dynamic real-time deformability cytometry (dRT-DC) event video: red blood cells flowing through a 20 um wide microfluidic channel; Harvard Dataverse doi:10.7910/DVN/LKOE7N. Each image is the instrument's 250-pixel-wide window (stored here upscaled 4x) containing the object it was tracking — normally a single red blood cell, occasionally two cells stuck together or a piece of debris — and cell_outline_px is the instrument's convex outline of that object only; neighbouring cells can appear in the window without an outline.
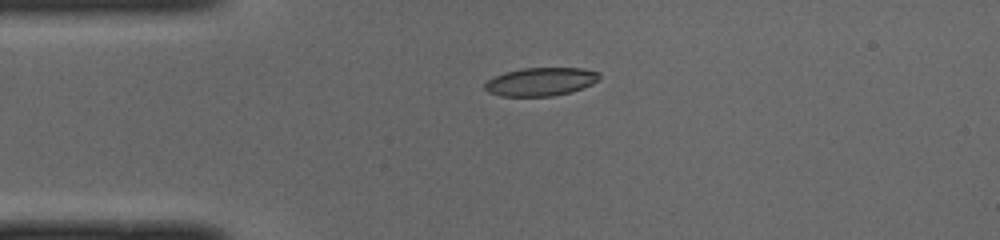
{"species": "common noctule bat (a hibernating species)", "species_latin": "Nyctalus noctula", "temperature_condition": "cold", "stored_images_in_passage": 40, "camera_frame_rate_fps": 3000, "um_per_image_px": 0.085, "animal": {"sex": "male", "body_mass_g": 19.0, "forearm_length_mm": 50.8}, "frame": {"image": 1, "passage_image": 1, "time_ms": 0.0, "image_size_px": [1000, 240], "cell_outline_px": [[600, 80], [592, 84], [572, 92], [552, 96], [500, 96], [488, 92], [484, 88], [484, 84], [488, 80], [504, 72], [520, 68], [580, 68], [600, 72]], "centroid_in_image_um": [45.98, 6.94], "position_along_channel_um": 39.0, "area_um2": 19.02}}
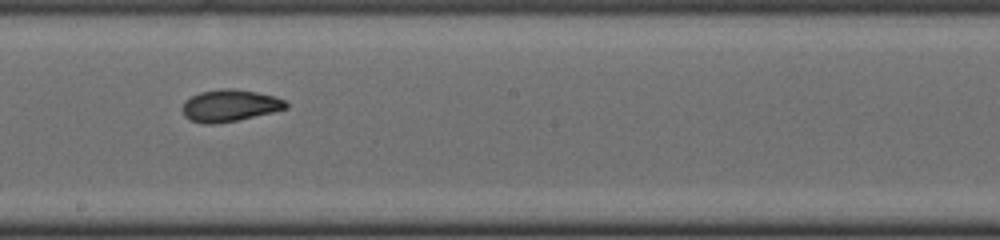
{"frame": {"image": 2, "passage_image": 17, "time_ms": 5.333, "image_size_px": [1000, 240], "cell_outline_px": [[288, 108], [272, 112], [236, 120], [212, 124], [204, 124], [192, 120], [184, 116], [184, 100], [200, 92], [220, 88], [232, 88], [256, 92], [276, 96], [284, 100], [288, 104]], "centroid_in_image_um": [19.54, 8.96], "position_along_channel_um": 228.7, "area_um2": 19.07}}
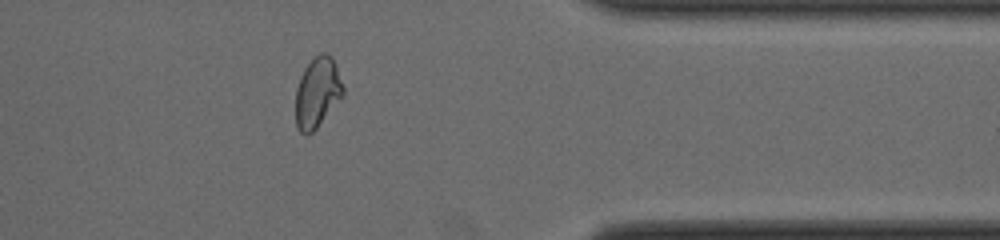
{"frame": {"image": 3, "passage_image": 30, "time_ms": 9.667, "image_size_px": [1000, 240], "cell_outline_px": [[344, 96], [316, 128], [308, 136], [304, 136], [300, 132], [296, 124], [296, 88], [300, 76], [304, 68], [320, 52], [324, 52], [332, 56], [336, 64], [344, 88]], "centroid_in_image_um": [26.99, 7.87], "position_along_channel_um": 384.4, "area_um2": 19.65}, "authors_computed_cell_mechanics": {"area_um2": 19.3341, "velocity_mm_per_s": 3.9863, "shape_relaxation_time_tau1_ms": 4.1446, "shape_relaxation_time_tau2_ms": 1.8578, "deformation_change_tau1": 0.162, "deformation_change_tau2": 0.0762}}